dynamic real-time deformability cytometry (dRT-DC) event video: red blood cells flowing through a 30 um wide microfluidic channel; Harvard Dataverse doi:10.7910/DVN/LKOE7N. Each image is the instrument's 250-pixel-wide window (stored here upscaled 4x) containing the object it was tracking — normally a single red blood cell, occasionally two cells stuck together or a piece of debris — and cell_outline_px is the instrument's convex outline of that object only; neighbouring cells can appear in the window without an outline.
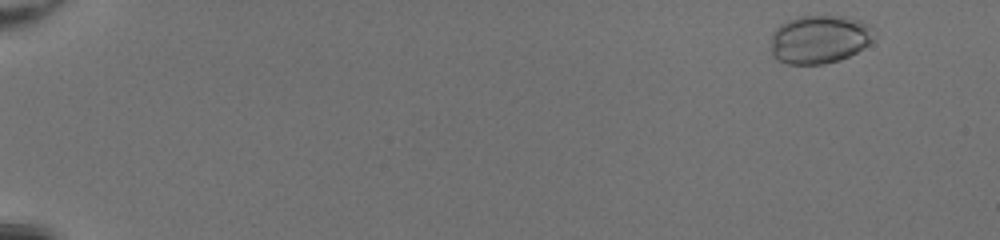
{"species": "common noctule bat (a hibernating species)", "species_latin": "Nyctalus noctula", "temperature_condition": "room temperature", "stored_images_in_passage": 49, "camera_frame_rate_fps": 3000, "um_per_image_px": 0.085, "animal": {"sex": "female", "body_mass_g": 20.0, "forearm_length_mm": 54.0}, "frame": {"image": 1, "passage_image": 2, "time_ms": 0.333, "image_size_px": [1000, 240], "cell_outline_px": [[876, 36], [868, 44], [856, 52], [840, 60], [824, 64], [788, 64], [776, 60], [772, 56], [772, 32], [780, 24], [788, 20], [800, 16], [844, 16], [860, 20], [868, 24], [872, 28]], "centroid_in_image_um": [69.65, 3.34], "position_along_channel_um": 15.4, "area_um2": 29.25}}
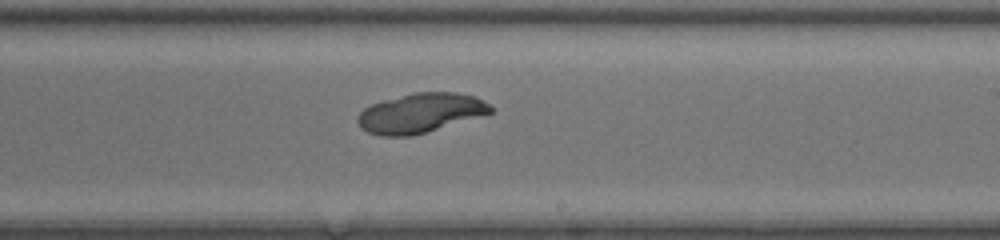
{"frame": {"image": 2, "passage_image": 31, "time_ms": 10.0, "image_size_px": [1000, 240], "cell_outline_px": [[496, 108], [492, 112], [412, 136], [380, 136], [368, 132], [360, 128], [356, 120], [356, 116], [364, 108], [372, 104], [384, 100], [416, 92], [456, 92], [476, 96], [484, 100]], "centroid_in_image_um": [35.73, 9.6], "position_along_channel_um": 253.3, "area_um2": 30.52}}
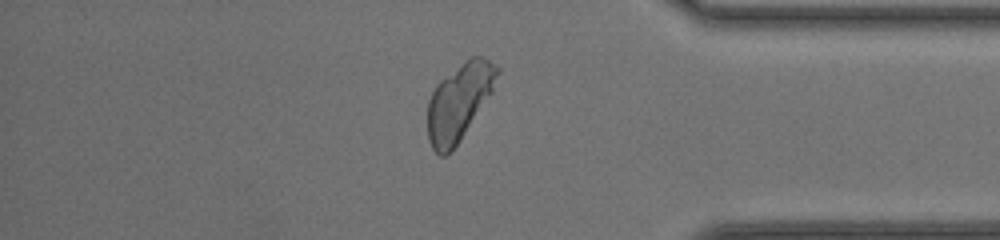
{"frame": {"image": 3, "passage_image": 42, "time_ms": 13.667, "image_size_px": [1000, 240], "cell_outline_px": [[500, 72], [492, 92], [460, 140], [444, 156], [440, 156], [432, 148], [428, 140], [428, 100], [436, 84], [440, 80], [472, 56], [484, 56], [496, 64], [500, 68]], "centroid_in_image_um": [39.03, 8.63], "position_along_channel_um": 396.2, "area_um2": 30.75}}